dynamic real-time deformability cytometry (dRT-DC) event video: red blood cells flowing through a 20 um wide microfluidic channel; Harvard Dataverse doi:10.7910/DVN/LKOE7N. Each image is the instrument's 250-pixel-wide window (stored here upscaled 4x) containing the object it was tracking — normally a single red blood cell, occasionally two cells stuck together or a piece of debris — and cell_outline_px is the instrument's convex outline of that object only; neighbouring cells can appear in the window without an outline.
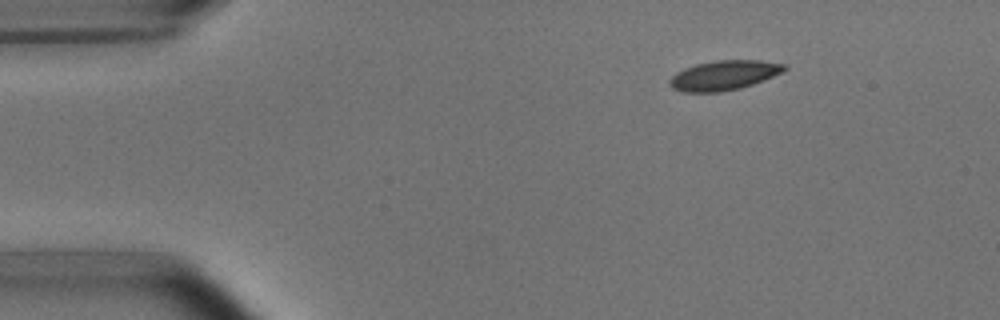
{"species": "common noctule bat (a hibernating species)", "species_latin": "Nyctalus noctula", "temperature_condition": "room temperature", "stored_images_in_passage": 3, "camera_frame_rate_fps": 3000, "um_per_image_px": 0.085, "animal": {"sex": "male", "body_mass_g": 15.6}, "frame": {"image": 1, "passage_image": 1, "time_ms": 0.0, "image_size_px": [1000, 320], "cell_outline_px": [[788, 68], [764, 80], [740, 88], [720, 92], [684, 92], [672, 88], [668, 84], [668, 80], [676, 72], [684, 68], [696, 64], [716, 60], [760, 60], [788, 64]], "centroid_in_image_um": [61.51, 6.39], "position_along_channel_um": 23.5, "area_um2": 19.88}}